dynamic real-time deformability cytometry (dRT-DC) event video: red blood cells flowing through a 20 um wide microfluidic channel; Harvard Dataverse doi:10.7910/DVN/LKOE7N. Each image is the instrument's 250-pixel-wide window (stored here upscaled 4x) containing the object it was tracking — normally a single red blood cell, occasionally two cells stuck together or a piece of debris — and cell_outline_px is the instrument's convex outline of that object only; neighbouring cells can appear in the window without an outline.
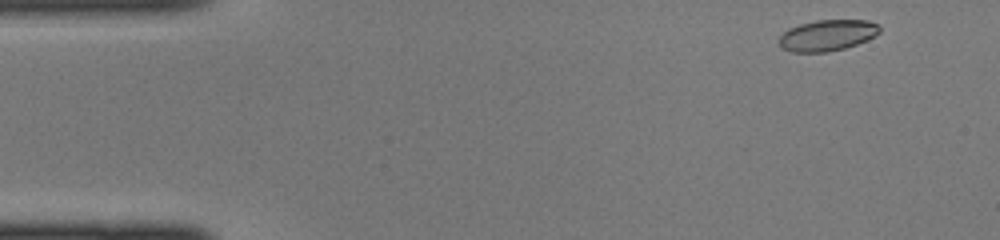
{"species": "common noctule bat (a hibernating species)", "species_latin": "Nyctalus noctula", "temperature_condition": "cold", "stored_images_in_passage": 42, "camera_frame_rate_fps": 3000, "um_per_image_px": 0.085, "animal": {"sex": "female", "body_mass_g": 22.0, "forearm_length_mm": 56.7}, "frame": {"image": 1, "passage_image": 1, "time_ms": 0.0, "image_size_px": [1000, 240], "cell_outline_px": [[880, 32], [856, 44], [844, 48], [828, 52], [792, 52], [780, 48], [776, 40], [788, 28], [800, 24], [816, 20], [868, 20], [880, 24]], "centroid_in_image_um": [70.27, 3.0], "position_along_channel_um": 14.7, "area_um2": 18.32}}
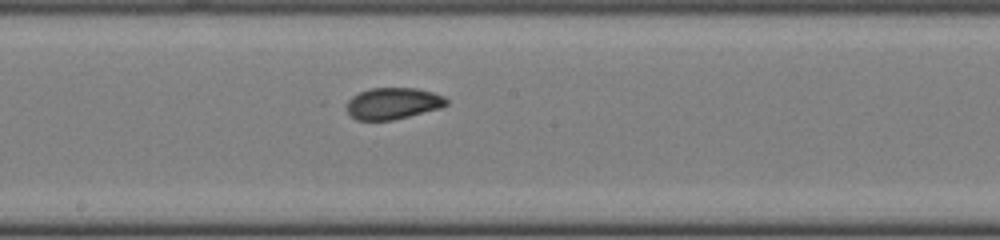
{"frame": {"image": 2, "passage_image": 21, "time_ms": 6.667, "image_size_px": [1000, 240], "cell_outline_px": [[448, 104], [440, 108], [392, 120], [356, 120], [348, 112], [348, 100], [352, 96], [360, 92], [372, 88], [416, 88], [432, 92], [444, 96], [448, 100]], "centroid_in_image_um": [33.42, 8.78], "position_along_channel_um": 214.8, "area_um2": 18.15}}
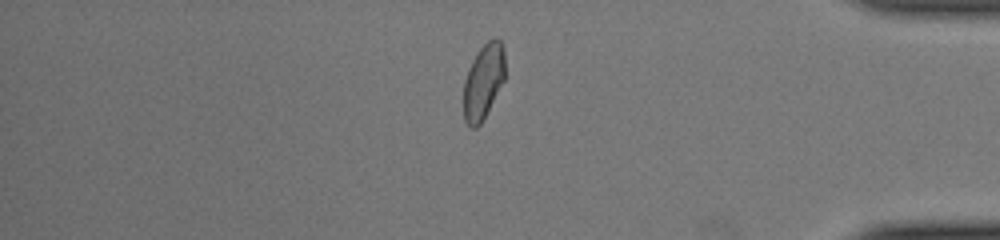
{"frame": {"image": 3, "passage_image": 35, "time_ms": 11.333, "image_size_px": [1000, 240], "cell_outline_px": [[504, 80], [480, 124], [476, 128], [472, 128], [464, 120], [464, 80], [468, 68], [476, 52], [492, 36], [496, 36], [500, 40], [504, 48]], "centroid_in_image_um": [41.08, 6.87], "position_along_channel_um": 394.1, "area_um2": 18.09}}